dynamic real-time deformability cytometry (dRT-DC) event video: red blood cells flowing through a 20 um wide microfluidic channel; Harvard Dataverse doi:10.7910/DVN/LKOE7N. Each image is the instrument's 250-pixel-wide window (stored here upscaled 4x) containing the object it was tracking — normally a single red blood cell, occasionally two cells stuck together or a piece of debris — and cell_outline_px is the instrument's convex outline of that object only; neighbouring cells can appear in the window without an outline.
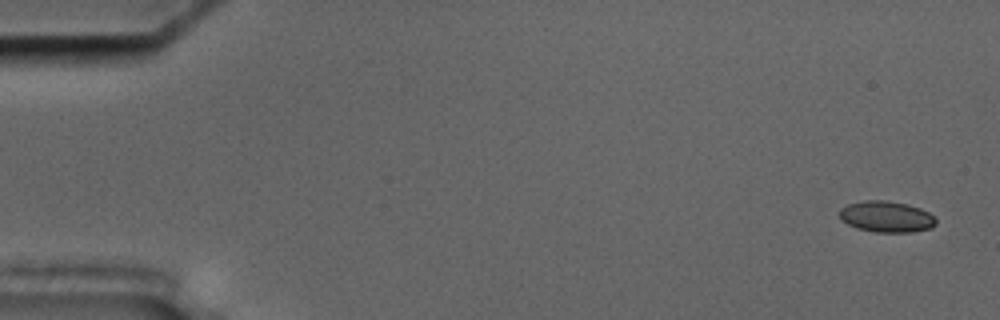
{"species": "common noctule bat (a hibernating species)", "species_latin": "Nyctalus noctula", "temperature_condition": "cold", "stored_images_in_passage": 57, "camera_frame_rate_fps": 3000, "um_per_image_px": 0.085, "animal": {"sex": "male", "body_mass_g": 17.5, "forearm_length_mm": 52.3}, "frame": {"image": 1, "passage_image": 3, "time_ms": 0.667, "image_size_px": [1000, 320], "cell_outline_px": [[936, 224], [932, 228], [912, 232], [876, 232], [856, 228], [848, 224], [840, 216], [840, 208], [848, 204], [864, 200], [888, 200], [908, 204], [920, 208], [928, 212], [936, 220]], "centroid_in_image_um": [75.36, 18.41], "position_along_channel_um": 9.6, "area_um2": 17.51}}
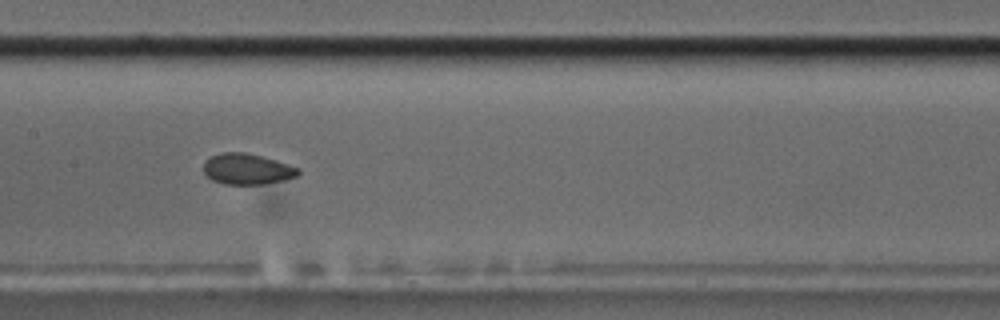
{"frame": {"image": 2, "passage_image": 29, "time_ms": 9.333, "image_size_px": [1000, 320], "cell_outline_px": [[300, 172], [296, 176], [264, 184], [224, 184], [212, 180], [204, 172], [204, 160], [212, 156], [224, 152], [244, 152], [276, 160], [300, 168]], "centroid_in_image_um": [20.99, 14.36], "position_along_channel_um": 186.4, "area_um2": 16.82}}
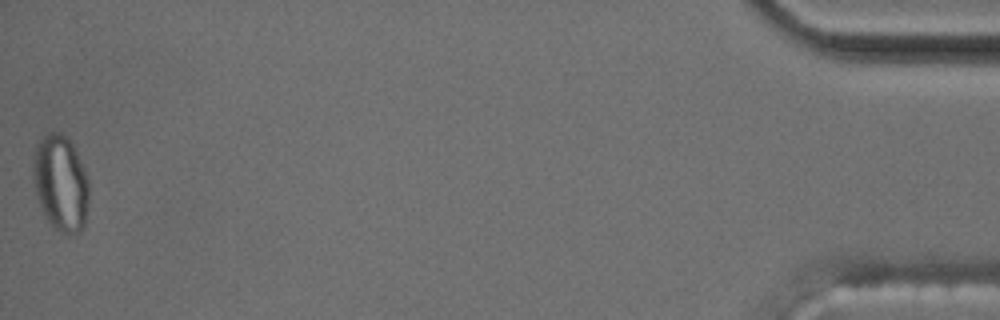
{"frame": {"image": 3, "passage_image": 57, "time_ms": 18.667, "image_size_px": [1000, 320], "cell_outline_px": [[88, 204], [84, 224], [80, 232], [68, 236], [60, 232], [48, 220], [36, 196], [32, 176], [32, 160], [36, 148], [40, 140], [48, 132], [60, 132], [68, 136], [76, 152], [88, 180]], "centroid_in_image_um": [5.14, 15.56], "position_along_channel_um": 430.1, "area_um2": 31.21}, "authors_computed_cell_mechanics": {"area_um2": 17.3978, "velocity_mm_per_s": 3.6135, "shape_relaxation_time_tau1_ms": null, "shape_relaxation_time_tau2_ms": 2.1726, "deformation_change_tau1": null, "deformation_change_tau2": 0.0491}}